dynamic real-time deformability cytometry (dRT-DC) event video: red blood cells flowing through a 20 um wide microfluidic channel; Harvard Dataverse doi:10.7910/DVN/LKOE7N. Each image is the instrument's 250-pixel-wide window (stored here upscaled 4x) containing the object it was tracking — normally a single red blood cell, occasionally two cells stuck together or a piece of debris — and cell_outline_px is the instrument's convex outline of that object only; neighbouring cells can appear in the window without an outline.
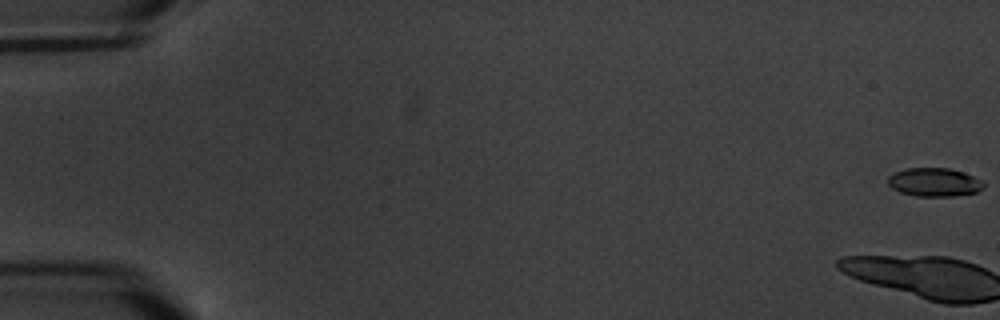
{"species": "common noctule bat (a hibernating species)", "species_latin": "Nyctalus noctula", "temperature_condition": "warm", "stored_images_in_passage": 5, "camera_frame_rate_fps": 3000, "um_per_image_px": 0.085, "animal": {"sex": "male", "body_mass_g": 20.1, "forearm_length_mm": 53.5}, "frame": {"image": 1, "passage_image": 1, "time_ms": 0.0, "image_size_px": [1000, 320], "cell_outline_px": [[984, 188], [976, 192], [956, 196], [916, 196], [900, 192], [892, 188], [888, 184], [888, 176], [896, 172], [908, 168], [948, 168], [964, 172], [980, 180], [984, 184]], "centroid_in_image_um": [79.41, 15.49], "position_along_channel_um": 5.6, "area_um2": 15.84}}